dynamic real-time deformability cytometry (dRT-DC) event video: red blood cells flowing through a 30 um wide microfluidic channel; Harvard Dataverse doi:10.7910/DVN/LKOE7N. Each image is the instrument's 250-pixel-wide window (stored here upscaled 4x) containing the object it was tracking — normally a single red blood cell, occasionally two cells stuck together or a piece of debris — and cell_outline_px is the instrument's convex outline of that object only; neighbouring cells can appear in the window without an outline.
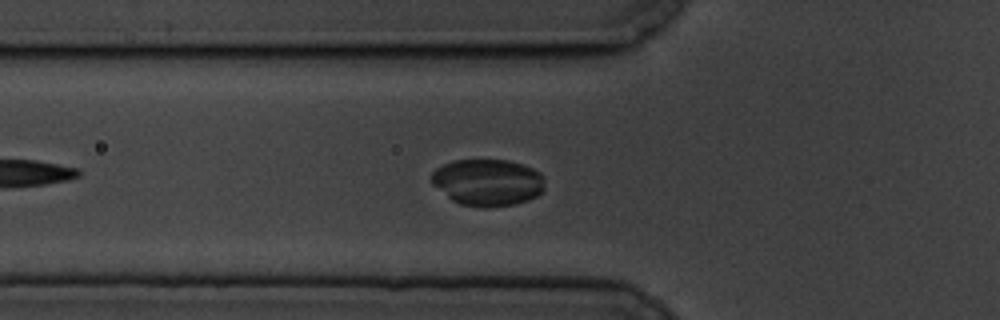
{"species": "common noctule bat (a hibernating species)", "species_latin": "Nyctalus noctula", "temperature_condition": "cold", "stored_images_in_passage": 50, "camera_frame_rate_fps": 3000, "um_per_image_px": 0.085, "animal": {"sex": "male", "body_mass_g": 19.5, "forearm_length_mm": 54.6}, "frame": {"image": 1, "passage_image": 15, "time_ms": 4.667, "image_size_px": [1000, 320], "cell_outline_px": [[544, 188], [536, 196], [528, 200], [516, 204], [488, 208], [484, 208], [460, 204], [452, 200], [432, 184], [432, 172], [436, 168], [444, 164], [456, 160], [508, 160], [532, 168], [540, 172], [544, 176]], "centroid_in_image_um": [41.46, 15.51], "position_along_channel_um": 84.3, "area_um2": 30.92}}
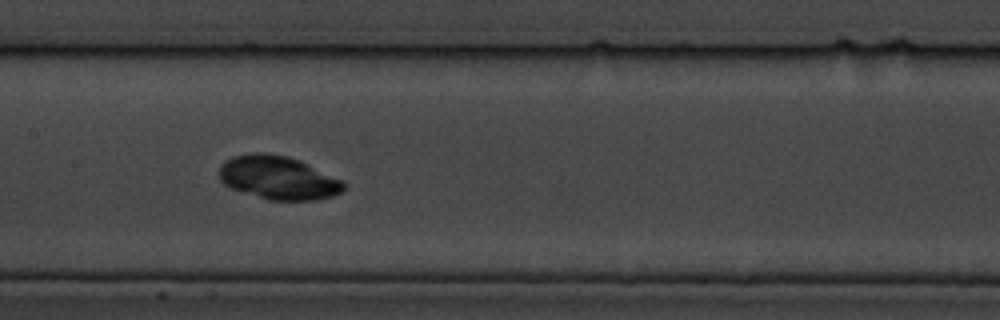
{"frame": {"image": 2, "passage_image": 24, "time_ms": 7.667, "image_size_px": [1000, 320], "cell_outline_px": [[348, 184], [340, 192], [332, 196], [316, 200], [268, 200], [228, 188], [220, 180], [220, 168], [224, 160], [232, 156], [256, 152], [264, 152], [288, 156], [300, 160], [344, 180]], "centroid_in_image_um": [23.65, 15.1], "position_along_channel_um": 183.7, "area_um2": 31.96}}
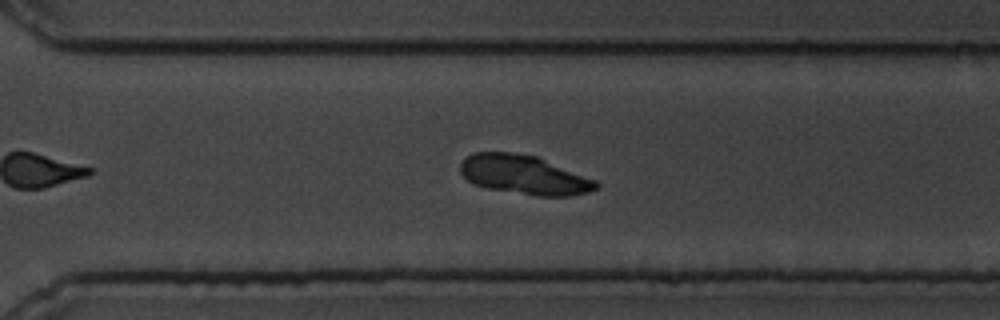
{"frame": {"image": 3, "passage_image": 37, "time_ms": 12.0, "image_size_px": [1000, 320], "cell_outline_px": [[600, 184], [596, 188], [588, 192], [572, 196], [536, 196], [488, 188], [472, 184], [460, 172], [460, 164], [472, 152], [512, 152], [536, 156], [596, 180]], "centroid_in_image_um": [44.54, 14.86], "position_along_channel_um": 326.1, "area_um2": 30.87}}